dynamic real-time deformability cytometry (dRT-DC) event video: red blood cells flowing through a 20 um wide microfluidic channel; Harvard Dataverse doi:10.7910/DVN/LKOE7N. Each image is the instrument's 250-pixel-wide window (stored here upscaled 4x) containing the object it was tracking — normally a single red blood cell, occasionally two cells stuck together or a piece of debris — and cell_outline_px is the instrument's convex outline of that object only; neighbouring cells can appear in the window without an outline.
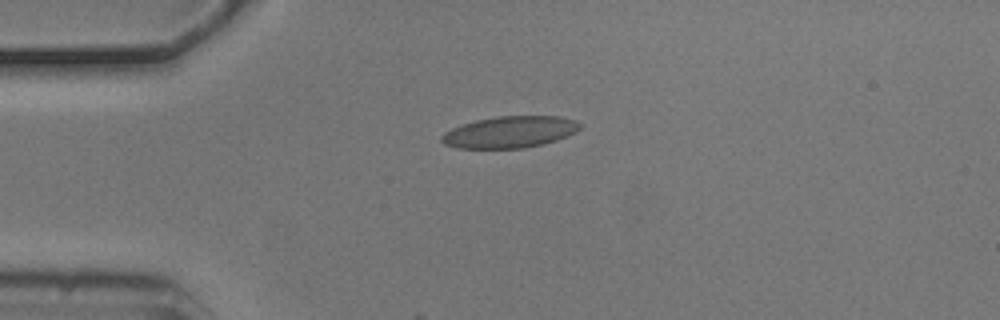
{"species": "common noctule bat (a hibernating species)", "species_latin": "Nyctalus noctula", "temperature_condition": "cold", "stored_images_in_passage": 2, "camera_frame_rate_fps": 3000, "um_per_image_px": 0.085, "animal": {"sex": "male", "body_mass_g": 20.5, "forearm_length_mm": 52.5}, "frame": {"image": 1, "passage_image": 2, "time_ms": 0.333, "image_size_px": [1000, 320], "cell_outline_px": [[584, 124], [576, 132], [568, 136], [544, 144], [524, 148], [456, 148], [444, 144], [440, 140], [440, 136], [444, 132], [452, 128], [476, 120], [496, 116], [560, 116], [576, 120]], "centroid_in_image_um": [43.37, 11.22], "position_along_channel_um": 41.6, "area_um2": 25.72}}